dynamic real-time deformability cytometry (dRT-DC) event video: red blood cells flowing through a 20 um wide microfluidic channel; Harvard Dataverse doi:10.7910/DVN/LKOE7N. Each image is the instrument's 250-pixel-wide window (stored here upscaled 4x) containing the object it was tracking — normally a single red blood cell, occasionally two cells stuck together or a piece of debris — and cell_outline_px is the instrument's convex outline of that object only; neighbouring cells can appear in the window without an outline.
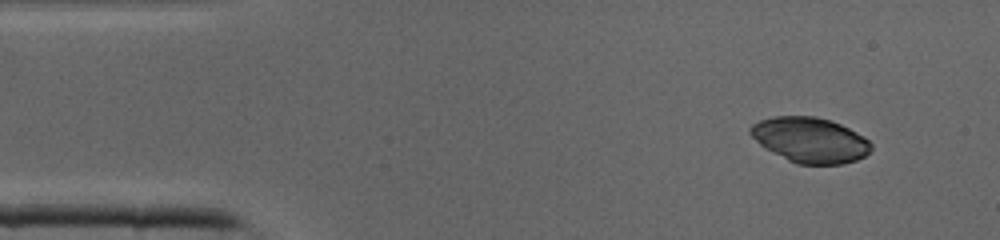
{"species": "common noctule bat (a hibernating species)", "species_latin": "Nyctalus noctula", "temperature_condition": "cold", "stored_images_in_passage": 38, "camera_frame_rate_fps": 3000, "um_per_image_px": 0.085, "animal": {"sex": "male", "body_mass_g": 19.0, "forearm_length_mm": 50.8}, "frame": {"image": 1, "passage_image": 1, "time_ms": 0.0, "image_size_px": [1000, 240], "cell_outline_px": [[872, 148], [864, 156], [856, 160], [840, 164], [796, 164], [764, 148], [748, 132], [748, 128], [752, 124], [760, 120], [772, 116], [816, 116], [832, 120], [864, 136], [872, 144]], "centroid_in_image_um": [68.84, 11.89], "position_along_channel_um": 16.2, "area_um2": 31.91}}